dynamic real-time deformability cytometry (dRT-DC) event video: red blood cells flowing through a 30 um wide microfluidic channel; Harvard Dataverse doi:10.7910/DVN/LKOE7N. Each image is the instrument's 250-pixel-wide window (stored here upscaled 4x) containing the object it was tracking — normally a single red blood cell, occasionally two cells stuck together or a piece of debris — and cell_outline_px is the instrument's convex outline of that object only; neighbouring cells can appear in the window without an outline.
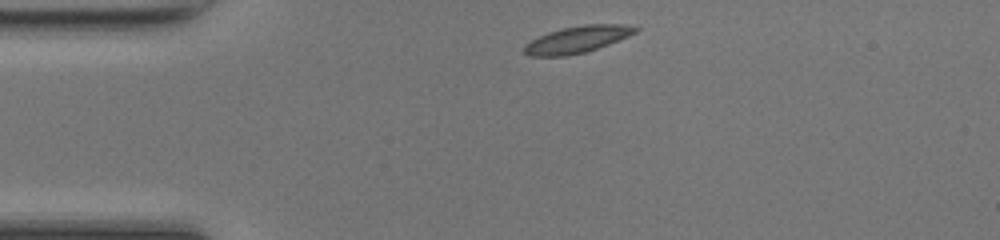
{"species": "common noctule bat (a hibernating species)", "species_latin": "Nyctalus noctula", "temperature_condition": "room temperature", "stored_images_in_passage": 39, "camera_frame_rate_fps": 3000, "um_per_image_px": 0.085, "animal": {"sex": "female", "body_mass_g": 17.0, "forearm_length_mm": 48.0}, "frame": {"image": 1, "passage_image": 1, "time_ms": 0.0, "image_size_px": [1000, 240], "cell_outline_px": [[640, 28], [636, 32], [628, 36], [608, 44], [584, 52], [564, 56], [528, 56], [524, 52], [524, 44], [548, 32], [560, 28], [584, 24], [624, 24]], "centroid_in_image_um": [49.05, 3.34], "position_along_channel_um": 36.0, "area_um2": 17.22}}
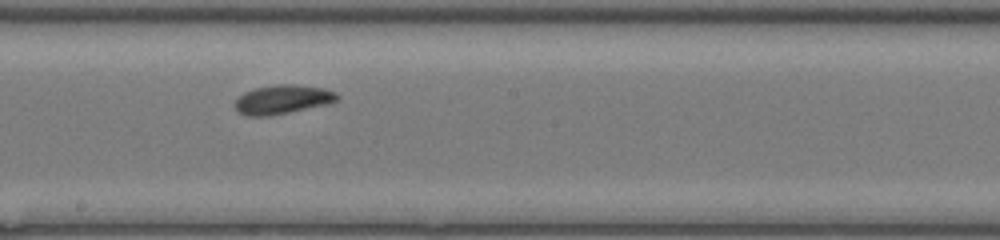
{"frame": {"image": 2, "passage_image": 17, "time_ms": 5.333, "image_size_px": [1000, 240], "cell_outline_px": [[340, 100], [328, 104], [268, 116], [248, 116], [240, 112], [236, 108], [236, 100], [244, 92], [256, 88], [276, 84], [292, 84], [324, 88], [336, 92], [340, 96]], "centroid_in_image_um": [24.08, 8.44], "position_along_channel_um": 224.1, "area_um2": 17.17}}
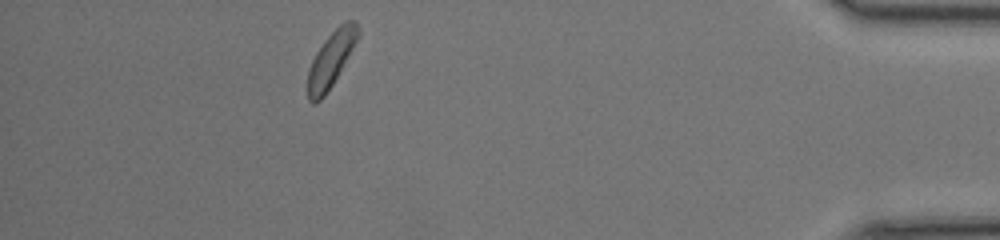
{"frame": {"image": 3, "passage_image": 34, "time_ms": 11.0, "image_size_px": [1000, 240], "cell_outline_px": [[360, 36], [332, 84], [324, 96], [316, 104], [312, 104], [308, 100], [308, 68], [316, 52], [324, 40], [344, 20], [356, 20], [360, 32]], "centroid_in_image_um": [28.14, 5.02], "position_along_channel_um": 407.1, "area_um2": 16.13}, "authors_computed_cell_mechanics": {"area_um2": 16.7042, "velocity_mm_per_s": 4.244, "shape_relaxation_time_tau1_ms": 4.2791, "shape_relaxation_time_tau2_ms": 1.9645, "deformation_change_tau1": 0.1178, "deformation_change_tau2": 0.0684}}